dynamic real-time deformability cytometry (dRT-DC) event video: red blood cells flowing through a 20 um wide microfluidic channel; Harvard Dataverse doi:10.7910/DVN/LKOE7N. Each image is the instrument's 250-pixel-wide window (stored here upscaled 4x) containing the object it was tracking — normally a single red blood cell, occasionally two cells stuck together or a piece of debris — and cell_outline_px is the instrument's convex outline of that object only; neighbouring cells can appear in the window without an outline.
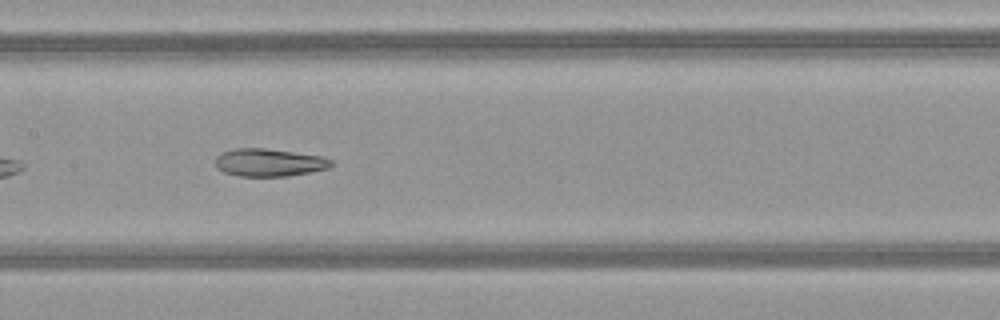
{"species": "common noctule bat (a hibernating species)", "species_latin": "Nyctalus noctula", "temperature_condition": "warm", "stored_images_in_passage": 36, "camera_frame_rate_fps": 3000, "um_per_image_px": 0.085, "animal": {"sex": "female", "body_mass_g": 21.9}, "frame": {"image": 1, "passage_image": 11, "time_ms": 3.333, "image_size_px": [1000, 320], "cell_outline_px": [[336, 164], [328, 168], [288, 176], [240, 176], [224, 172], [216, 168], [216, 156], [220, 152], [236, 148], [264, 148], [324, 156], [332, 160]], "centroid_in_image_um": [22.89, 13.8], "position_along_channel_um": 184.5, "area_um2": 18.84}, "authors_computed_cell_mechanics": {"area_um2": 20.0277, "velocity_mm_per_s": 4.1059, "shape_relaxation_time_tau1_ms": null, "shape_relaxation_time_tau2_ms": 3.166, "deformation_change_tau1": null, "deformation_change_tau2": 0.1061}}